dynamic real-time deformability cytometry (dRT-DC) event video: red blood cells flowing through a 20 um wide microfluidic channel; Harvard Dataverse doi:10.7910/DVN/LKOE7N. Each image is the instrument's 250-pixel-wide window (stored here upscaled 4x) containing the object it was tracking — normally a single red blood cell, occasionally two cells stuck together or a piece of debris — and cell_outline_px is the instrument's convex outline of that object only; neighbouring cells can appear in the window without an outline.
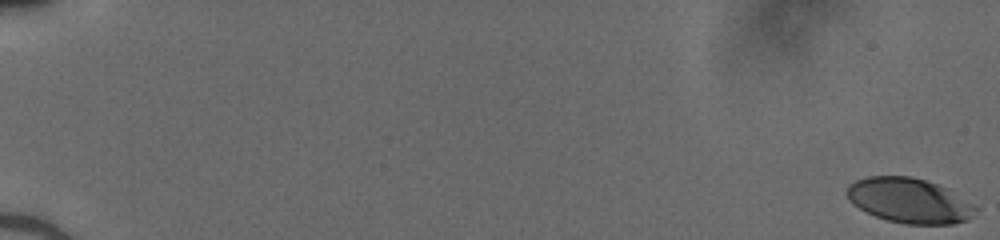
{"species": "human", "species_latin": "Homo sapiens", "temperature_condition": "cold", "stored_images_in_passage": 53, "camera_frame_rate_fps": 3000, "um_per_image_px": 0.085, "donor": {"sex": "male"}, "frame": {"image": 1, "passage_image": 1, "time_ms": 0.0, "image_size_px": [1000, 240], "cell_outline_px": [[980, 208], [968, 220], [952, 224], [904, 224], [888, 220], [876, 216], [852, 204], [848, 200], [844, 192], [848, 184], [856, 180], [868, 176], [912, 176], [948, 188]], "centroid_in_image_um": [77.28, 17.04], "position_along_channel_um": 7.7, "area_um2": 33.93}}
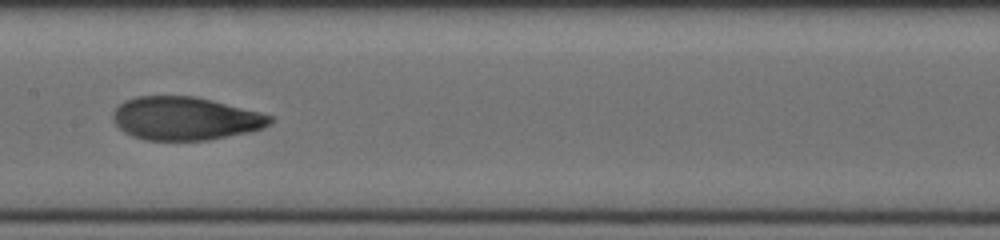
{"frame": {"image": 2, "passage_image": 30, "time_ms": 9.667, "image_size_px": [1000, 240], "cell_outline_px": [[272, 120], [268, 124], [260, 128], [248, 132], [208, 140], [144, 140], [132, 136], [124, 132], [112, 120], [112, 112], [124, 100], [136, 96], [196, 96], [260, 112], [272, 116]], "centroid_in_image_um": [15.69, 10.06], "position_along_channel_um": 191.7, "area_um2": 39.48}}
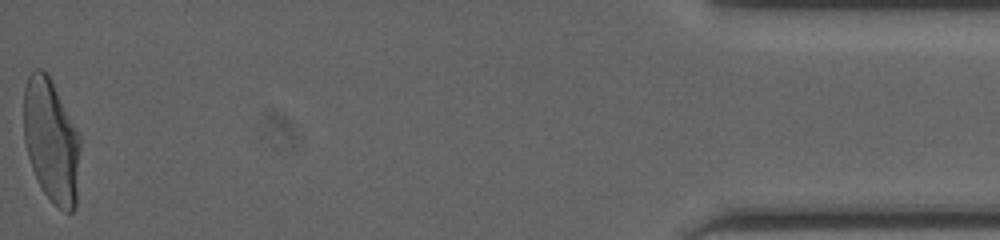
{"frame": {"image": 3, "passage_image": 53, "time_ms": 17.333, "image_size_px": [1000, 240], "cell_outline_px": [[80, 148], [76, 208], [72, 212], [64, 212], [44, 192], [32, 168], [28, 156], [24, 140], [24, 88], [28, 76], [36, 68], [40, 68], [48, 72], [80, 136]], "centroid_in_image_um": [4.36, 11.94], "position_along_channel_um": 430.8, "area_um2": 40.63}}